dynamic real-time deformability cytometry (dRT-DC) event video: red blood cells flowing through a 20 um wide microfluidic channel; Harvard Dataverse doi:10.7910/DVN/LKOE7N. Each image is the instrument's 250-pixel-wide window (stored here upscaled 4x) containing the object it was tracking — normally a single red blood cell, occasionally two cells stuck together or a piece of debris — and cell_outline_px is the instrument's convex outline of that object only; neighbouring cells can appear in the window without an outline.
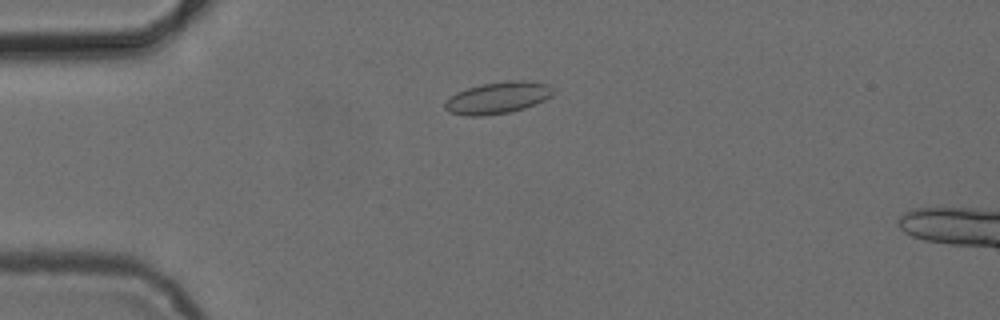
{"species": "common noctule bat (a hibernating species)", "species_latin": "Nyctalus noctula", "temperature_condition": "cold", "stored_images_in_passage": 53, "camera_frame_rate_fps": 3000, "um_per_image_px": 0.085, "animal": {"sex": "female", "body_mass_g": 24.6, "forearm_length_mm": 56.2}, "frame": {"image": 1, "passage_image": 13, "time_ms": 4.0, "image_size_px": [1000, 320], "cell_outline_px": [[552, 96], [536, 104], [524, 108], [508, 112], [480, 116], [468, 116], [448, 112], [444, 108], [444, 104], [456, 92], [480, 84], [508, 80], [524, 80], [548, 84], [552, 88]], "centroid_in_image_um": [42.3, 8.3], "position_along_channel_um": 42.7, "area_um2": 19.94}}
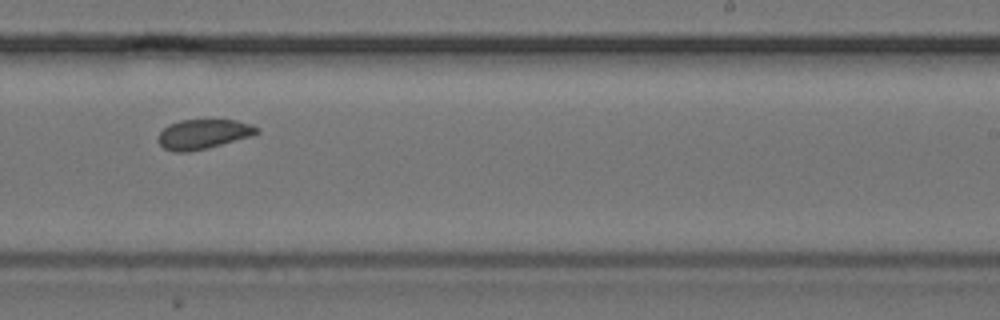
{"frame": {"image": 2, "passage_image": 33, "time_ms": 10.667, "image_size_px": [1000, 320], "cell_outline_px": [[260, 132], [252, 136], [188, 152], [176, 152], [164, 148], [160, 144], [160, 132], [168, 124], [180, 120], [236, 120], [252, 124], [260, 128]], "centroid_in_image_um": [17.32, 11.38], "position_along_channel_um": 271.7, "area_um2": 16.82}}
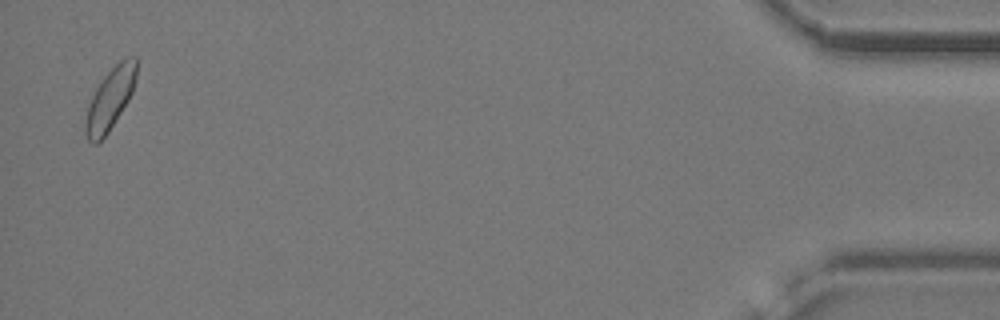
{"frame": {"image": 3, "passage_image": 52, "time_ms": 17.0, "image_size_px": [1000, 320], "cell_outline_px": [[136, 76], [132, 92], [128, 100], [108, 132], [96, 144], [92, 144], [88, 140], [84, 132], [84, 120], [88, 104], [96, 88], [104, 76], [124, 56], [136, 56]], "centroid_in_image_um": [9.33, 8.41], "position_along_channel_um": 425.9, "area_um2": 18.21}}